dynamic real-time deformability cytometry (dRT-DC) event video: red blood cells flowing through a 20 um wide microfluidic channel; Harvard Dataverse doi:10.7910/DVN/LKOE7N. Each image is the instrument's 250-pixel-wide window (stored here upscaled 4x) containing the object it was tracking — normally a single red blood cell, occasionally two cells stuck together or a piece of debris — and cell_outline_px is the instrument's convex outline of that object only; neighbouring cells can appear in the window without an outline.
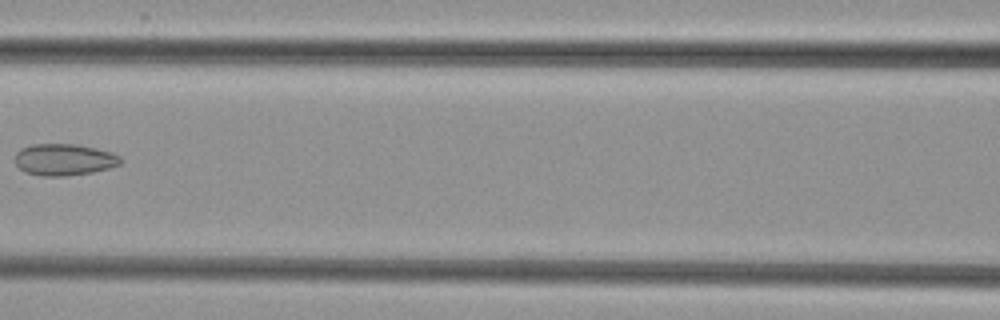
{"species": "common noctule bat (a hibernating species)", "species_latin": "Nyctalus noctula", "temperature_condition": "cold", "stored_images_in_passage": 5, "camera_frame_rate_fps": 3000, "um_per_image_px": 0.085, "animal": {"sex": "female", "body_mass_g": 29.2, "forearm_length_mm": 56.3}, "frame": {"image": 1, "passage_image": 5, "time_ms": 5.667, "image_size_px": [1000, 320], "cell_outline_px": [[120, 164], [108, 168], [92, 172], [64, 176], [44, 176], [24, 172], [16, 164], [16, 152], [20, 148], [32, 144], [80, 144], [112, 152], [120, 156]], "centroid_in_image_um": [5.44, 13.55], "position_along_channel_um": 161.2, "area_um2": 19.48}}